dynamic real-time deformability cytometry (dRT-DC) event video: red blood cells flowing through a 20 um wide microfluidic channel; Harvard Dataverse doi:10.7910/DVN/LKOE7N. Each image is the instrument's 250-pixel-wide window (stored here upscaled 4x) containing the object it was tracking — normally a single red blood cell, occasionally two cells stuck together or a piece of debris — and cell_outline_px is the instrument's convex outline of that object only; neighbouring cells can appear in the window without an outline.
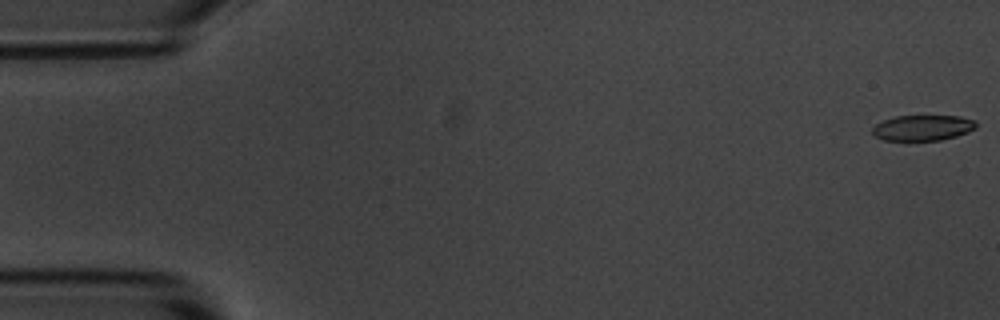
{"species": "common noctule bat (a hibernating species)", "species_latin": "Nyctalus noctula", "temperature_condition": "room temperature", "stored_images_in_passage": 5, "camera_frame_rate_fps": 3000, "um_per_image_px": 0.085, "animal": {"sex": "male", "body_mass_g": 20.1, "forearm_length_mm": 53.5}, "frame": {"image": 1, "passage_image": 1, "time_ms": 0.0, "image_size_px": [1000, 320], "cell_outline_px": [[976, 128], [968, 132], [956, 136], [940, 140], [884, 140], [876, 136], [872, 132], [872, 128], [876, 124], [884, 120], [896, 116], [960, 116], [976, 120]], "centroid_in_image_um": [78.46, 10.86], "position_along_channel_um": 6.5, "area_um2": 15.37}}